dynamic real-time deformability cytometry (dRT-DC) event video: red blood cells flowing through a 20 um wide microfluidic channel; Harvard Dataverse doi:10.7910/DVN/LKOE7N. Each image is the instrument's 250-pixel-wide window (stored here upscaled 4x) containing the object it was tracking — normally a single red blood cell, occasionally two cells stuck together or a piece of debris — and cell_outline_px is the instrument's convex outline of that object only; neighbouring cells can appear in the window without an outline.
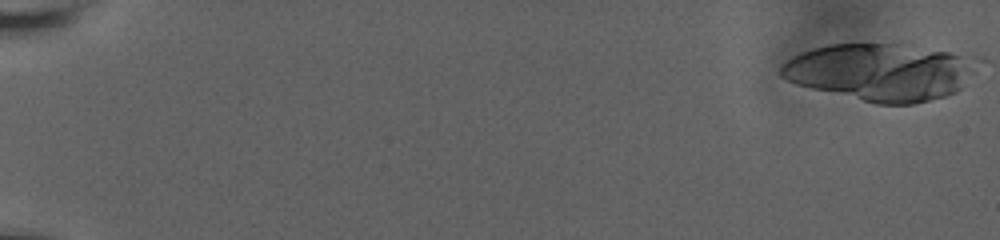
{"species": "human", "species_latin": "Homo sapiens", "temperature_condition": "room temperature", "stored_images_in_passage": 18, "camera_frame_rate_fps": 3000, "um_per_image_px": 0.085, "donor": {"sex": "male"}, "frame": {"image": 1, "passage_image": 1, "time_ms": 0.0, "image_size_px": [1000, 240], "cell_outline_px": [[960, 88], [956, 92], [944, 96], [912, 104], [876, 104], [796, 84], [780, 76], [780, 68], [792, 56], [828, 44], [892, 44], [948, 52], [960, 56]], "centroid_in_image_um": [74.51, 6.15], "position_along_channel_um": 10.5, "area_um2": 61.67}}